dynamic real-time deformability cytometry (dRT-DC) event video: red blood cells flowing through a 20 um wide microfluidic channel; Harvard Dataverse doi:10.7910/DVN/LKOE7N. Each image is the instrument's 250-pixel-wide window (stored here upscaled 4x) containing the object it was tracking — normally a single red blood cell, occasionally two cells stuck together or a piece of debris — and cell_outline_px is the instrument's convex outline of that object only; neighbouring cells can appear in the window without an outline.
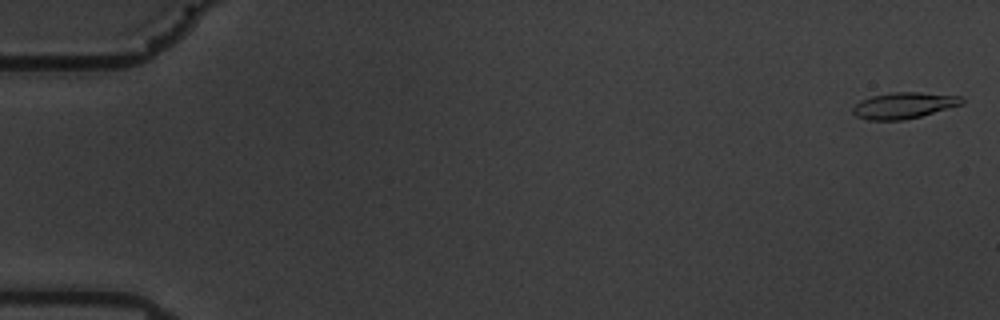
{"species": "common noctule bat (a hibernating species)", "species_latin": "Nyctalus noctula", "temperature_condition": "warm", "stored_images_in_passage": 56, "camera_frame_rate_fps": 3000, "um_per_image_px": 0.085, "animal": {"sex": "male", "body_mass_g": 19.5, "forearm_length_mm": 54.6}, "frame": {"image": 1, "passage_image": 2, "time_ms": 0.333, "image_size_px": [1000, 320], "cell_outline_px": [[964, 100], [960, 104], [920, 116], [904, 120], [868, 120], [856, 116], [852, 112], [852, 108], [860, 100], [872, 96], [892, 92], [920, 92], [960, 96]], "centroid_in_image_um": [76.76, 8.96], "position_along_channel_um": 8.2, "area_um2": 16.42}}
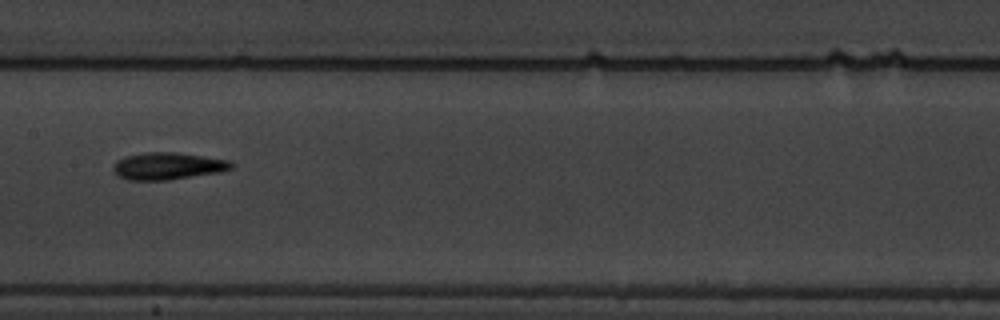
{"frame": {"image": 2, "passage_image": 31, "time_ms": 10.0, "image_size_px": [1000, 320], "cell_outline_px": [[232, 168], [220, 172], [168, 180], [128, 180], [120, 176], [112, 168], [112, 164], [116, 160], [124, 156], [148, 152], [176, 152], [232, 160]], "centroid_in_image_um": [14.26, 14.1], "position_along_channel_um": 193.1, "area_um2": 18.73}}
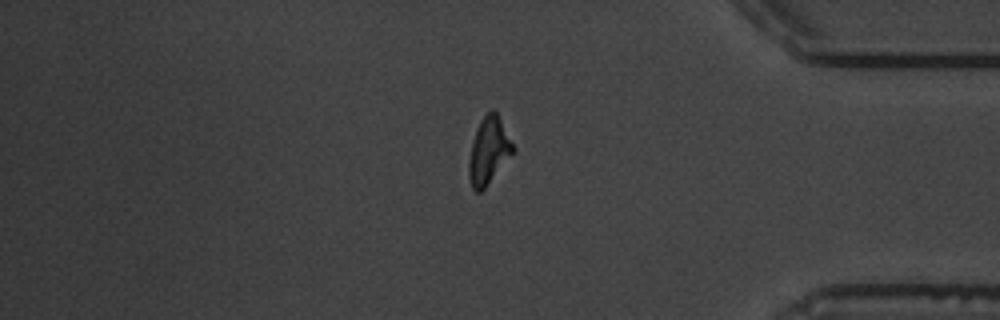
{"frame": {"image": 3, "passage_image": 50, "time_ms": 16.333, "image_size_px": [1000, 320], "cell_outline_px": [[516, 152], [484, 188], [480, 192], [476, 192], [472, 188], [468, 176], [468, 160], [476, 128], [480, 120], [492, 108], [496, 112], [516, 148]], "centroid_in_image_um": [41.55, 12.83], "position_along_channel_um": 393.6, "area_um2": 17.34}}